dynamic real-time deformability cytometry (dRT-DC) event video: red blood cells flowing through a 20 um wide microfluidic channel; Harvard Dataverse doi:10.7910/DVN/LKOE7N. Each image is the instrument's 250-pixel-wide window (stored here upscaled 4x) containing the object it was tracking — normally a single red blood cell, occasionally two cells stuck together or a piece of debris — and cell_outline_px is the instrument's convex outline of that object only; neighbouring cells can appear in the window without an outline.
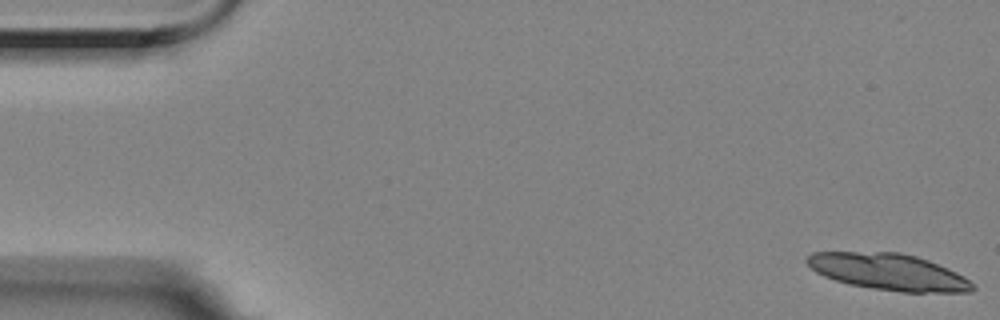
{"species": "Egyptian fruit bat (a non-hibernating species)", "species_latin": "Rousettus aegyptiacus", "temperature_condition": "room temperature", "stored_images_in_passage": 12, "camera_frame_rate_fps": 3000, "um_per_image_px": 0.085, "animal": {"sex": "female"}, "frame": {"image": 1, "passage_image": 1, "time_ms": 0.0, "image_size_px": [1000, 320], "cell_outline_px": [[976, 288], [972, 292], [900, 292], [872, 288], [848, 284], [824, 276], [816, 272], [804, 260], [812, 252], [900, 252], [916, 256], [928, 260], [948, 268], [964, 276], [976, 284]], "centroid_in_image_um": [75.56, 23.11], "position_along_channel_um": 9.4, "area_um2": 35.37}}